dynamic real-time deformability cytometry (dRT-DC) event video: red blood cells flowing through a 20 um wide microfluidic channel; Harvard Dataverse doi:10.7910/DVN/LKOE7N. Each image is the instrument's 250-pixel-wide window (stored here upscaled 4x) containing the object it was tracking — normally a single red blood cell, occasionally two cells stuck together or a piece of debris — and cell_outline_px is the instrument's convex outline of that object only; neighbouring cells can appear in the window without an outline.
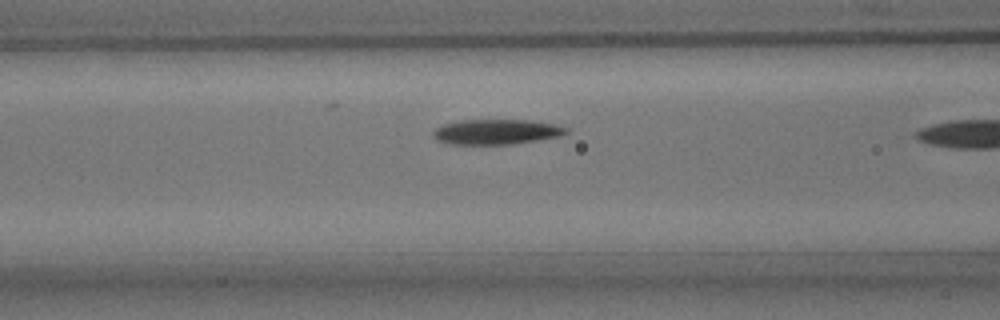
{"species": "common noctule bat (a hibernating species)", "species_latin": "Nyctalus noctula", "temperature_condition": "room temperature", "stored_images_in_passage": 11, "camera_frame_rate_fps": 3000, "um_per_image_px": 0.085, "animal": {"sex": "male", "body_mass_g": 15.6}, "frame": {"image": 1, "passage_image": 10, "time_ms": 3.0, "image_size_px": [1000, 320], "cell_outline_px": [[568, 132], [560, 136], [512, 144], [444, 144], [436, 140], [432, 136], [432, 132], [436, 128], [444, 124], [460, 120], [528, 120], [552, 124], [568, 128]], "centroid_in_image_um": [42.13, 11.21], "position_along_channel_um": 124.5, "area_um2": 19.42}}